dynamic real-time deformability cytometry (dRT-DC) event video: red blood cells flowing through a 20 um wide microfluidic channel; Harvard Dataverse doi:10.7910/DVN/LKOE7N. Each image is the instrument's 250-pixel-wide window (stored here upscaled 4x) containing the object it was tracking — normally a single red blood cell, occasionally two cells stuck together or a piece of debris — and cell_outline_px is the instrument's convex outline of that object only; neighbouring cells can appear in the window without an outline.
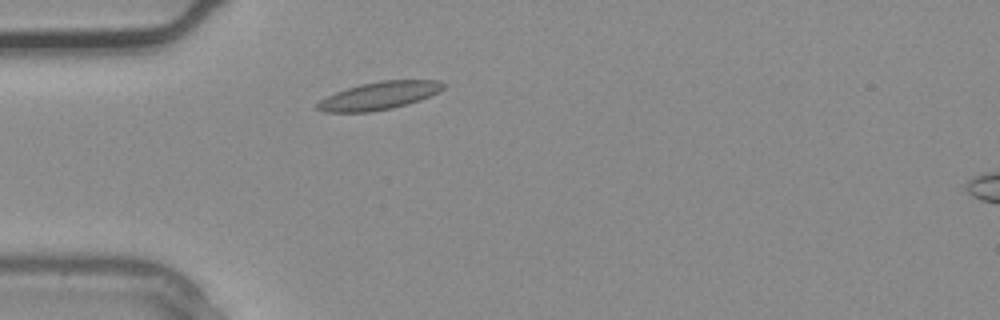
{"species": "common noctule bat (a hibernating species)", "species_latin": "Nyctalus noctula", "temperature_condition": "warm", "stored_images_in_passage": 3, "camera_frame_rate_fps": 3000, "um_per_image_px": 0.085, "animal": {"sex": "male", "body_mass_g": 20.4}, "frame": {"image": 1, "passage_image": 2, "time_ms": 0.333, "image_size_px": [1000, 320], "cell_outline_px": [[444, 88], [420, 100], [408, 104], [392, 108], [372, 112], [324, 112], [316, 108], [316, 104], [320, 100], [336, 92], [360, 84], [380, 80], [440, 80], [444, 84]], "centroid_in_image_um": [32.21, 8.13], "position_along_channel_um": 52.8, "area_um2": 20.29}}